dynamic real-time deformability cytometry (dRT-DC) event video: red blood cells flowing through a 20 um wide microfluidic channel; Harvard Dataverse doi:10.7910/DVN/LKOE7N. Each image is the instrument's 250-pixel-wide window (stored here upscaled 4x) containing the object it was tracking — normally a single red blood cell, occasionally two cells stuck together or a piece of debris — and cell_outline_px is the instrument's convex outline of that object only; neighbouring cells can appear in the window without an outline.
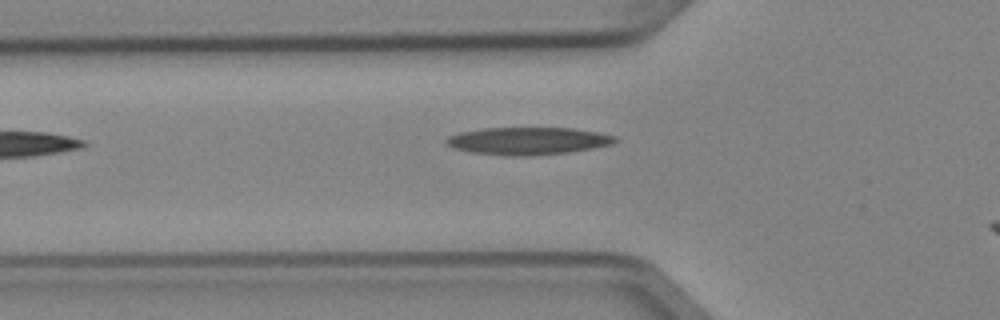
{"species": "Egyptian fruit bat (a non-hibernating species)", "species_latin": "Rousettus aegyptiacus", "temperature_condition": "cold", "stored_images_in_passage": 3, "camera_frame_rate_fps": 3000, "um_per_image_px": 0.085, "animal": {"sex": "female"}, "frame": {"image": 1, "passage_image": 3, "time_ms": 0.667, "image_size_px": [1000, 320], "cell_outline_px": [[620, 140], [612, 144], [592, 148], [568, 152], [532, 156], [504, 156], [472, 152], [456, 148], [448, 144], [444, 140], [448, 136], [460, 132], [484, 128], [572, 128], [596, 132], [616, 136]], "centroid_in_image_um": [44.89, 11.98], "position_along_channel_um": 80.9, "area_um2": 26.99}}